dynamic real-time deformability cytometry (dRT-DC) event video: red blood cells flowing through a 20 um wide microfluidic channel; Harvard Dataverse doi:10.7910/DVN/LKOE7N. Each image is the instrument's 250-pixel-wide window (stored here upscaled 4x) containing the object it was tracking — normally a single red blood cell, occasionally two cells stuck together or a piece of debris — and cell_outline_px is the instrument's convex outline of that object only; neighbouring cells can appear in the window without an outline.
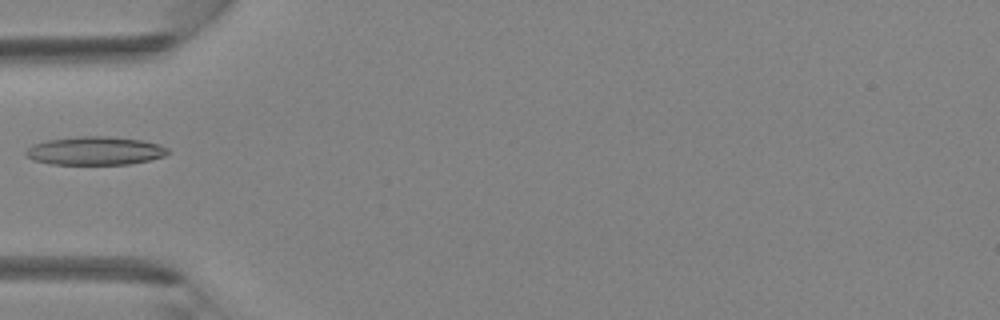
{"species": "Egyptian fruit bat (a non-hibernating species)", "species_latin": "Rousettus aegyptiacus", "temperature_condition": "room temperature", "stored_images_in_passage": 5, "camera_frame_rate_fps": 3000, "um_per_image_px": 0.085, "animal": {"sex": "female"}, "frame": {"image": 1, "passage_image": 5, "time_ms": 1.333, "image_size_px": [1000, 320], "cell_outline_px": [[172, 152], [164, 156], [148, 160], [128, 164], [52, 164], [32, 160], [24, 152], [32, 144], [48, 140], [76, 136], [108, 136], [144, 140], [160, 144], [168, 148]], "centroid_in_image_um": [8.11, 12.81], "position_along_channel_um": 76.9, "area_um2": 23.64}}